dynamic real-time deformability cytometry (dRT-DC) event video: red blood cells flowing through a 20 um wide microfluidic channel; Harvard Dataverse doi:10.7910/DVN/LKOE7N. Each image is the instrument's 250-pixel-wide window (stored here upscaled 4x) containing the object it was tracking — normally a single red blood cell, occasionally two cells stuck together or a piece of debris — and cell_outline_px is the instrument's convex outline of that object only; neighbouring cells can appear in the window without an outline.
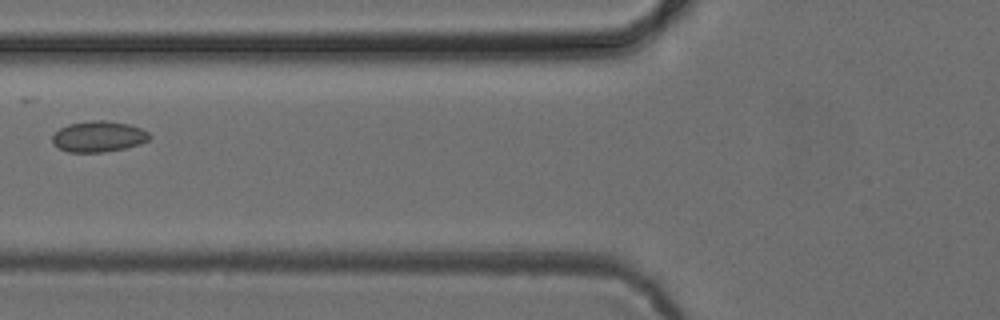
{"species": "common noctule bat (a hibernating species)", "species_latin": "Nyctalus noctula", "temperature_condition": "cold", "stored_images_in_passage": 3, "camera_frame_rate_fps": 3000, "um_per_image_px": 0.085, "animal": {"sex": "female", "body_mass_g": 24.6, "forearm_length_mm": 56.2}, "frame": {"image": 1, "passage_image": 2, "time_ms": 1.333, "image_size_px": [1000, 320], "cell_outline_px": [[152, 136], [148, 140], [140, 144], [124, 148], [104, 152], [68, 152], [52, 144], [52, 136], [60, 128], [68, 124], [92, 120], [108, 120], [128, 124], [140, 128], [148, 132]], "centroid_in_image_um": [8.37, 11.6], "position_along_channel_um": 117.4, "area_um2": 17.51}}
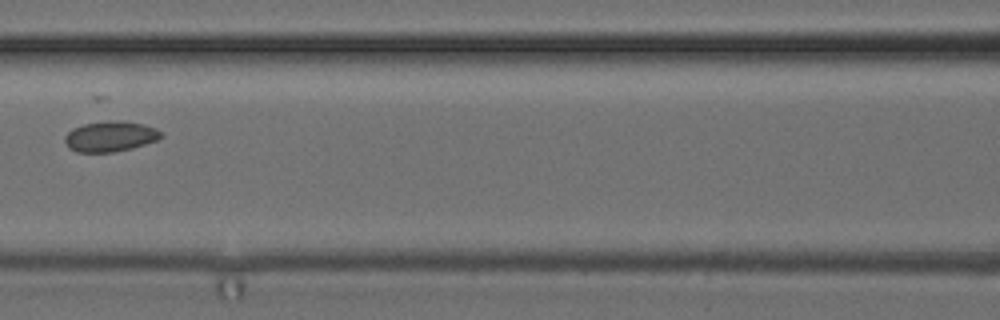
{"frame": {"image": 2, "passage_image": 3, "time_ms": 2.333, "image_size_px": [1000, 320], "cell_outline_px": [[164, 136], [156, 140], [132, 148], [112, 152], [76, 152], [68, 148], [64, 140], [64, 136], [72, 128], [84, 124], [108, 120], [124, 120], [144, 124], [156, 128]], "centroid_in_image_um": [9.35, 11.58], "position_along_channel_um": 157.2, "area_um2": 17.22}}